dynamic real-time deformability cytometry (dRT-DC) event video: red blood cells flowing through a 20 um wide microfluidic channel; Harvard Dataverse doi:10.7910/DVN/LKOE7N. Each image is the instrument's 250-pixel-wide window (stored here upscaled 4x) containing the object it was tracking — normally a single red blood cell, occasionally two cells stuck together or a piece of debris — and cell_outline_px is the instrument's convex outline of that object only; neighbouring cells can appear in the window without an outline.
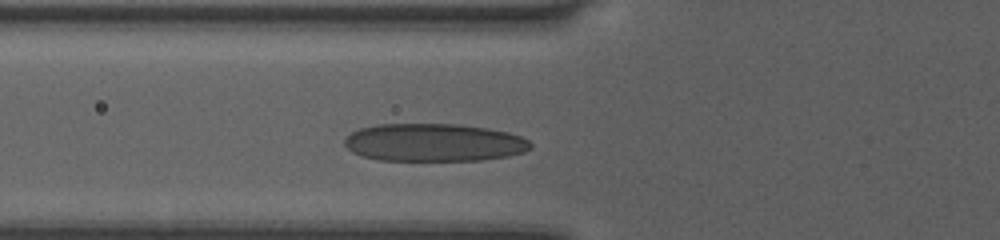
{"species": "human", "species_latin": "Homo sapiens", "temperature_condition": "room temperature", "stored_images_in_passage": 11, "camera_frame_rate_fps": 3000, "um_per_image_px": 0.085, "donor": {"sex": "female"}, "frame": {"image": 1, "passage_image": 7, "time_ms": 2.0, "image_size_px": [1000, 240], "cell_outline_px": [[532, 148], [524, 152], [508, 156], [480, 160], [380, 160], [364, 156], [352, 152], [344, 144], [344, 140], [352, 132], [360, 128], [380, 124], [456, 124], [488, 128], [508, 132], [520, 136], [528, 140], [532, 144]], "centroid_in_image_um": [36.91, 12.11], "position_along_channel_um": 88.9, "area_um2": 40.92}}
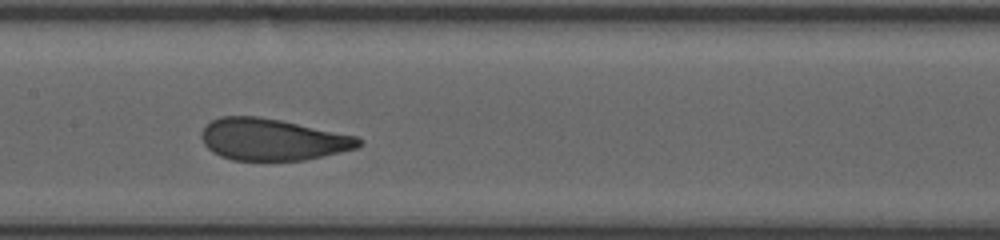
{"frame": {"image": 2, "passage_image": 10, "time_ms": 3.0, "image_size_px": [1000, 240], "cell_outline_px": [[364, 144], [356, 148], [324, 156], [304, 160], [232, 160], [220, 156], [212, 152], [204, 144], [200, 136], [200, 132], [212, 120], [220, 116], [260, 116], [280, 120], [356, 136], [364, 140]], "centroid_in_image_um": [23.15, 11.86], "position_along_channel_um": 184.3, "area_um2": 38.26}}